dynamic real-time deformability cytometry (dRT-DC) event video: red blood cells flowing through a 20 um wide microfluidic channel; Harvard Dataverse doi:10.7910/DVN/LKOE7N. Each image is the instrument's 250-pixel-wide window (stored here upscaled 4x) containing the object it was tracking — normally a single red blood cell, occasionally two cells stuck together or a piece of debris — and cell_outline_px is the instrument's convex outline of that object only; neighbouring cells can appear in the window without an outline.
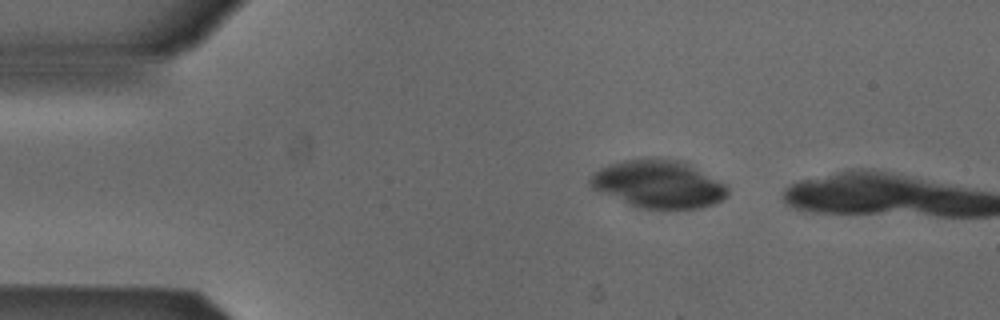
{"species": "Egyptian fruit bat (a non-hibernating species)", "species_latin": "Rousettus aegyptiacus", "temperature_condition": "cold", "stored_images_in_passage": 3, "camera_frame_rate_fps": 3000, "um_per_image_px": 0.085, "animal": {"sex": "male"}, "frame": {"image": 1, "passage_image": 1, "time_ms": 0.0, "image_size_px": [1000, 320], "cell_outline_px": [[728, 196], [712, 204], [700, 208], [636, 208], [600, 192], [592, 188], [588, 184], [588, 180], [592, 172], [608, 164], [624, 160], [676, 160], [688, 164], [724, 184], [728, 188]], "centroid_in_image_um": [55.9, 15.68], "position_along_channel_um": 29.1, "area_um2": 37.51}}